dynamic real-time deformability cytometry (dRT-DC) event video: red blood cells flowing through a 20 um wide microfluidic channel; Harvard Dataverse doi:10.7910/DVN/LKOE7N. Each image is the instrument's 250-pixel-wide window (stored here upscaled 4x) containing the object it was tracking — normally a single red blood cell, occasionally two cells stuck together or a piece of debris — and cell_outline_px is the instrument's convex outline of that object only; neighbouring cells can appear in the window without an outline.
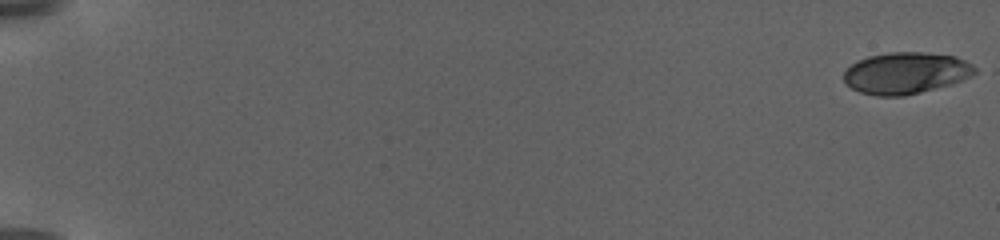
{"species": "human", "species_latin": "Homo sapiens", "temperature_condition": "warm", "stored_images_in_passage": 27, "camera_frame_rate_fps": 3000, "um_per_image_px": 0.085, "donor": {"sex": "female"}, "frame": {"image": 1, "passage_image": 1, "time_ms": 0.0, "image_size_px": [1000, 240], "cell_outline_px": [[980, 72], [972, 76], [952, 84], [904, 96], [876, 96], [860, 92], [844, 84], [844, 72], [852, 64], [868, 56], [888, 52], [924, 52], [956, 56], [980, 68]], "centroid_in_image_um": [77.05, 6.21], "position_along_channel_um": 8.0, "area_um2": 32.08}}
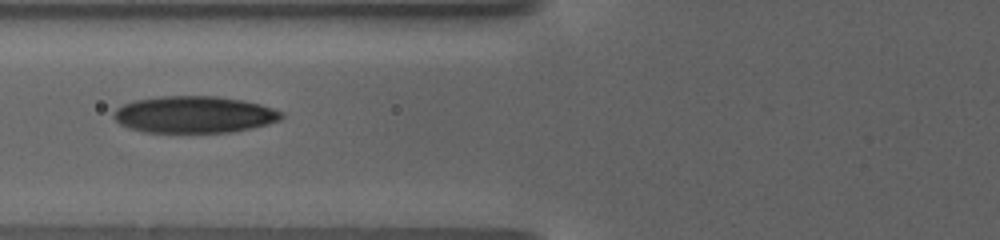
{"frame": {"image": 2, "passage_image": 18, "time_ms": 10.333, "image_size_px": [1000, 240], "cell_outline_px": [[284, 116], [280, 120], [248, 128], [228, 132], [144, 132], [128, 128], [120, 124], [112, 116], [112, 112], [116, 108], [124, 104], [136, 100], [160, 96], [216, 96], [244, 100], [260, 104], [284, 112]], "centroid_in_image_um": [16.47, 9.73], "position_along_channel_um": 109.3, "area_um2": 35.89}}
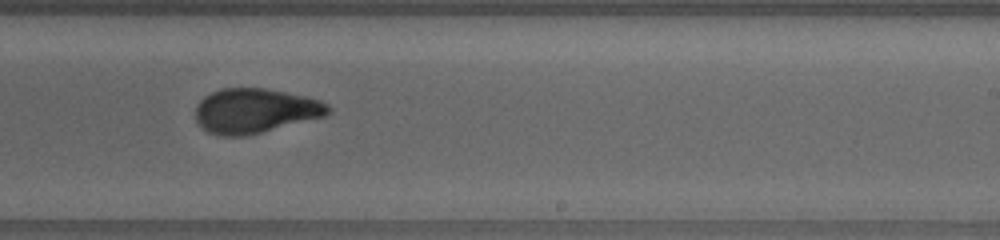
{"frame": {"image": 3, "passage_image": 25, "time_ms": 15.667, "image_size_px": [1000, 240], "cell_outline_px": [[332, 112], [324, 116], [244, 136], [220, 136], [208, 132], [196, 120], [196, 104], [204, 96], [220, 88], [268, 88], [304, 96], [320, 100], [328, 104], [332, 108]], "centroid_in_image_um": [21.68, 9.4], "position_along_channel_um": 267.3, "area_um2": 34.39}}